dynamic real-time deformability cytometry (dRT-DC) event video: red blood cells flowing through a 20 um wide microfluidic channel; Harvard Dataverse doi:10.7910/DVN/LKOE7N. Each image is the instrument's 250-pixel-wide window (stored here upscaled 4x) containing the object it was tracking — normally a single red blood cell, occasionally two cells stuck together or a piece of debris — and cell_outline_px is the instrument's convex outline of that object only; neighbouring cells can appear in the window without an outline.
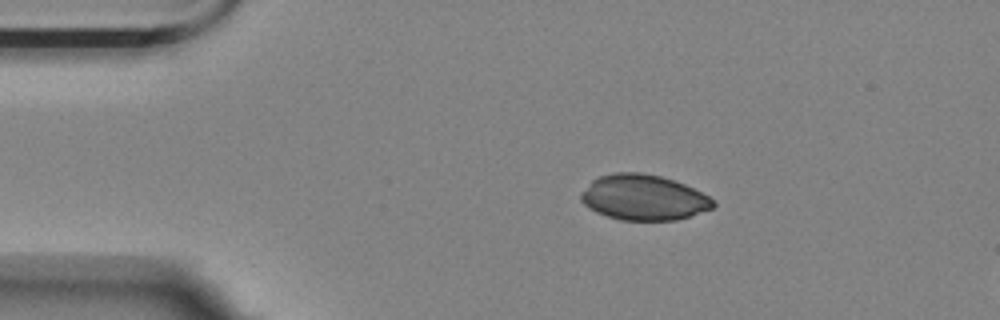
{"species": "Egyptian fruit bat (a non-hibernating species)", "species_latin": "Rousettus aegyptiacus", "temperature_condition": "room temperature", "stored_images_in_passage": 3, "camera_frame_rate_fps": 3000, "um_per_image_px": 0.085, "animal": {"sex": "female"}, "frame": {"image": 1, "passage_image": 1, "time_ms": 0.0, "image_size_px": [1000, 320], "cell_outline_px": [[716, 204], [712, 208], [676, 220], [620, 220], [596, 212], [588, 208], [580, 200], [580, 196], [592, 180], [600, 176], [616, 172], [640, 172], [660, 176], [684, 184], [716, 200]], "centroid_in_image_um": [54.69, 16.79], "position_along_channel_um": 30.3, "area_um2": 34.74}}